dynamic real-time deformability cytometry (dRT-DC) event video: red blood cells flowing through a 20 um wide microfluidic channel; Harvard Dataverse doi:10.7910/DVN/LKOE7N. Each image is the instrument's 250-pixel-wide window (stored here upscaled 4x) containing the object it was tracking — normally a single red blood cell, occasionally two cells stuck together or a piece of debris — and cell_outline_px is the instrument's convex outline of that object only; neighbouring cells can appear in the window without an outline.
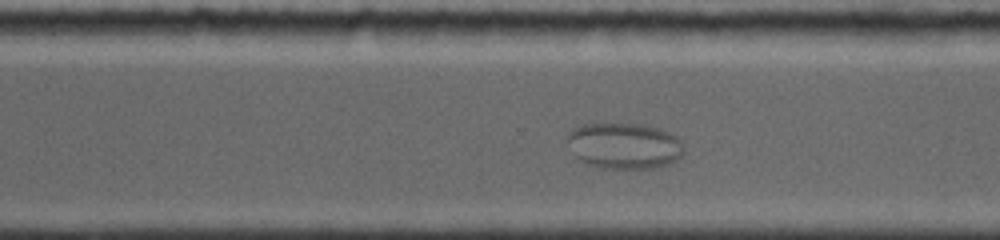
{"species": "common noctule bat (a hibernating species)", "species_latin": "Nyctalus noctula", "temperature_condition": "room temperature", "stored_images_in_passage": 65, "camera_frame_rate_fps": 5000, "um_per_image_px": 0.085, "animal": {"sex": "female", "body_mass_g": 19.0, "forearm_length_mm": 56.7}, "frame": {"image": 1, "passage_image": 47, "time_ms": 7.8, "image_size_px": [1000, 240], "cell_outline_px": [[680, 156], [672, 164], [656, 168], [596, 168], [580, 160], [576, 156], [568, 140], [568, 136], [576, 128], [584, 124], [600, 120], [644, 124], [656, 128], [672, 136], [676, 140], [680, 152]], "centroid_in_image_um": [52.98, 12.36], "position_along_channel_um": 317.6, "area_um2": 31.15}}